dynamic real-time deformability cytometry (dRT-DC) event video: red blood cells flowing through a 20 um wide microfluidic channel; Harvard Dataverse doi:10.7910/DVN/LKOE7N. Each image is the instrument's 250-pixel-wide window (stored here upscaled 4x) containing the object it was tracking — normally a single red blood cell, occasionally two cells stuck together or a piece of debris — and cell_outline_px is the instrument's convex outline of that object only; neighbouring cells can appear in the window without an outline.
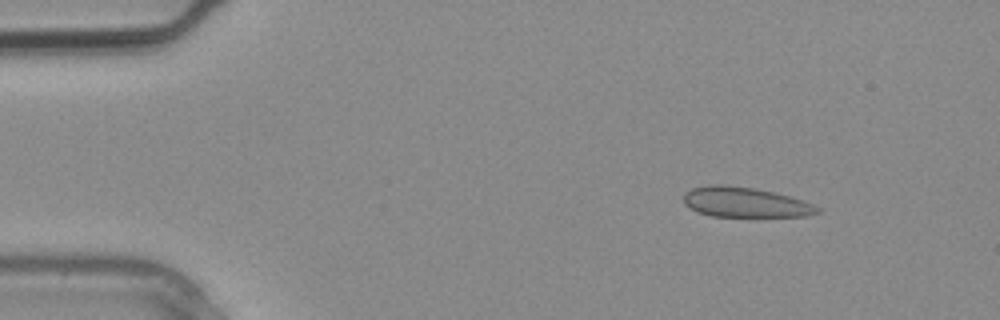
{"species": "common noctule bat (a hibernating species)", "species_latin": "Nyctalus noctula", "temperature_condition": "warm", "stored_images_in_passage": 2, "camera_frame_rate_fps": 3000, "um_per_image_px": 0.085, "animal": {"sex": "male", "body_mass_g": 20.4}, "frame": {"image": 1, "passage_image": 1, "time_ms": 0.0, "image_size_px": [1000, 320], "cell_outline_px": [[820, 212], [808, 216], [712, 216], [700, 212], [684, 204], [684, 192], [692, 188], [708, 184], [724, 184], [752, 188], [772, 192], [788, 196], [812, 204], [820, 208]], "centroid_in_image_um": [63.3, 17.18], "position_along_channel_um": 21.7, "area_um2": 23.12}}